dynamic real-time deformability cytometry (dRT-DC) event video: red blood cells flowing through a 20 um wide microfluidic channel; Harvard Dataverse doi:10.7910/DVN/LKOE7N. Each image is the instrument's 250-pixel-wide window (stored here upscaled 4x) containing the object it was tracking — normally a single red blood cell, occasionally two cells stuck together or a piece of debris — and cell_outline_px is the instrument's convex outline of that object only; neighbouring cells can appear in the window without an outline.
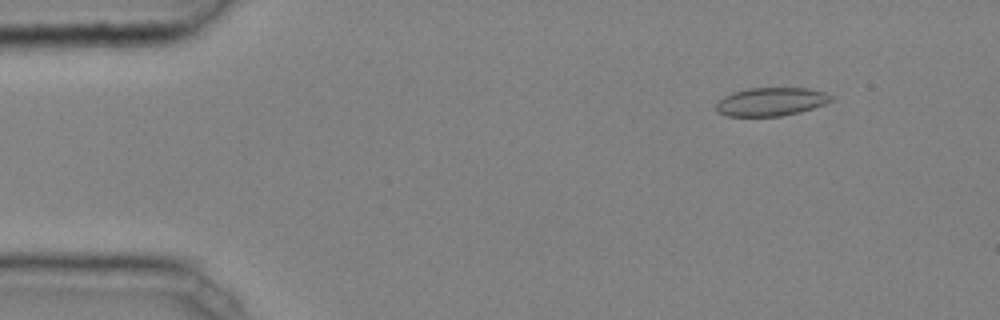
{"species": "common noctule bat (a hibernating species)", "species_latin": "Nyctalus noctula", "temperature_condition": "cold", "stored_images_in_passage": 30, "camera_frame_rate_fps": 3000, "um_per_image_px": 0.085, "animal": {"sex": "male", "body_mass_g": 20.4}, "frame": {"image": 1, "passage_image": 6, "time_ms": 1.667, "image_size_px": [1000, 320], "cell_outline_px": [[832, 100], [824, 104], [800, 112], [780, 116], [728, 116], [716, 112], [716, 104], [724, 96], [732, 92], [748, 88], [808, 88], [824, 92], [832, 96]], "centroid_in_image_um": [65.51, 8.64], "position_along_channel_um": 19.5, "area_um2": 18.96}}
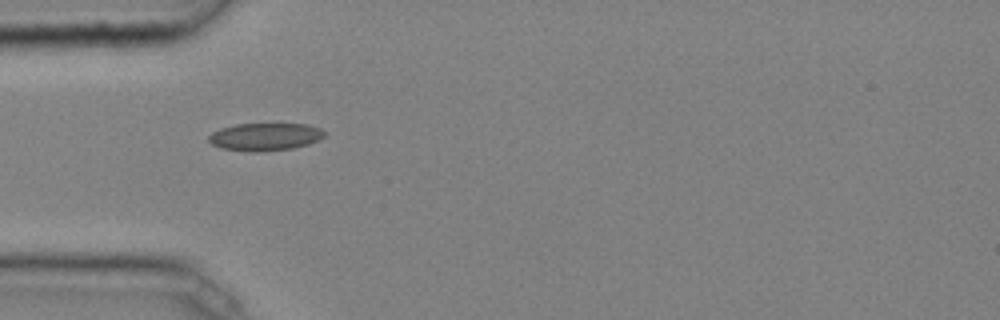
{"frame": {"image": 2, "passage_image": 15, "time_ms": 4.667, "image_size_px": [1000, 320], "cell_outline_px": [[328, 132], [320, 140], [308, 144], [292, 148], [256, 152], [248, 152], [220, 148], [212, 144], [208, 140], [208, 136], [212, 132], [220, 128], [236, 124], [308, 124], [320, 128]], "centroid_in_image_um": [22.54, 11.62], "position_along_channel_um": 62.5, "area_um2": 18.84}}
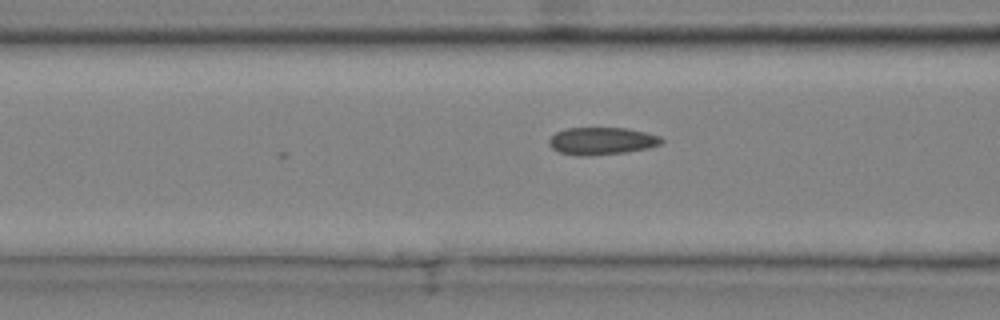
{"frame": {"image": 3, "passage_image": 19, "time_ms": 6.0, "image_size_px": [1000, 320], "cell_outline_px": [[664, 140], [660, 144], [648, 148], [624, 152], [588, 156], [576, 156], [560, 152], [552, 148], [548, 144], [548, 140], [556, 132], [568, 128], [628, 128], [660, 136]], "centroid_in_image_um": [51.13, 11.98], "position_along_channel_um": 115.5, "area_um2": 17.92}}